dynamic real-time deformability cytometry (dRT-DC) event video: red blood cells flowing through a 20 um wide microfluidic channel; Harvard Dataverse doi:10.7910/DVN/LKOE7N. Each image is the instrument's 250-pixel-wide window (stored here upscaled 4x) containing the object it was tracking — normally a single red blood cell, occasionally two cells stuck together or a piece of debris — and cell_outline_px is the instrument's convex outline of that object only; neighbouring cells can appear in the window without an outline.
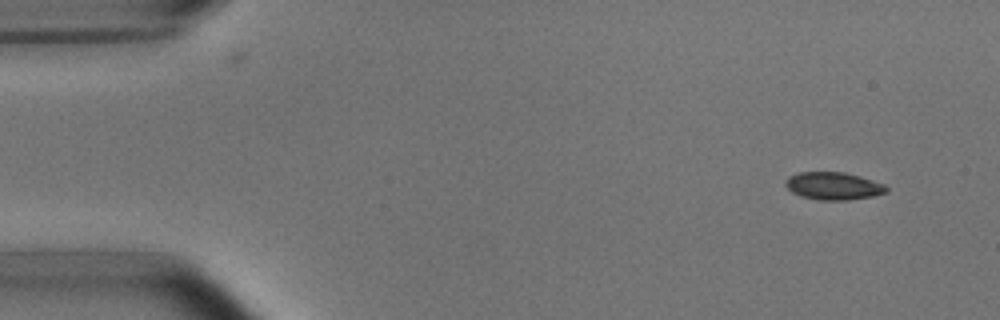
{"species": "common noctule bat (a hibernating species)", "species_latin": "Nyctalus noctula", "temperature_condition": "room temperature", "stored_images_in_passage": 4, "camera_frame_rate_fps": 3000, "um_per_image_px": 0.085, "animal": {"sex": "male", "body_mass_g": 15.6}, "frame": {"image": 1, "passage_image": 1, "time_ms": 0.0, "image_size_px": [1000, 320], "cell_outline_px": [[888, 192], [872, 196], [848, 200], [820, 200], [800, 196], [792, 192], [784, 184], [784, 180], [788, 176], [796, 172], [844, 172], [860, 176], [884, 184], [888, 188]], "centroid_in_image_um": [70.81, 15.8], "position_along_channel_um": 14.2, "area_um2": 16.36}}
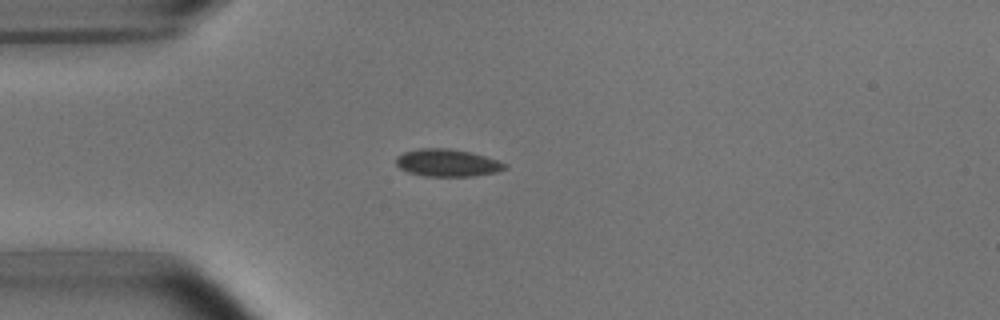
{"frame": {"image": 2, "passage_image": 4, "time_ms": 3.333, "image_size_px": [1000, 320], "cell_outline_px": [[508, 168], [496, 172], [472, 176], [424, 176], [408, 172], [400, 168], [396, 164], [396, 156], [404, 152], [420, 148], [448, 148], [468, 152], [484, 156], [508, 164]], "centroid_in_image_um": [38.01, 13.84], "position_along_channel_um": 47.0, "area_um2": 17.28}}